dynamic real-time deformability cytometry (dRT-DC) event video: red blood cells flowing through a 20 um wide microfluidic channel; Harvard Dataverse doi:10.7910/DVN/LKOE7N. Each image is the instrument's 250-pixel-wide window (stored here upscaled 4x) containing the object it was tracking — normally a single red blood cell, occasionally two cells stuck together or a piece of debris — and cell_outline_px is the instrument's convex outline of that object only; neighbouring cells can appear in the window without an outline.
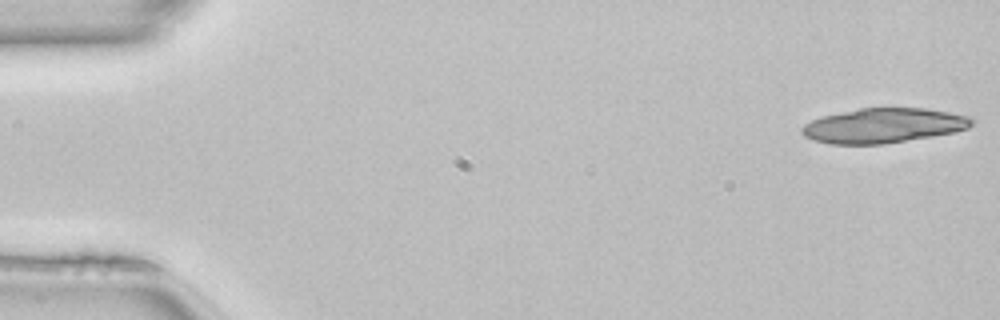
{"species": "common noctule bat (a hibernating species)", "species_latin": "Nyctalus noctula", "temperature_condition": "room temperature", "stored_images_in_passage": 16, "camera_frame_rate_fps": 3000, "um_per_image_px": 0.085, "animal": {"sex": "female", "body_mass_g": 22.7, "forearm_length_mm": 54.2}, "frame": {"image": 1, "passage_image": 1, "time_ms": 0.0, "image_size_px": [1000, 320], "cell_outline_px": [[972, 124], [968, 128], [952, 132], [932, 136], [884, 144], [828, 144], [804, 136], [800, 132], [800, 128], [804, 124], [820, 116], [860, 108], [924, 108], [948, 112], [968, 116], [972, 120]], "centroid_in_image_um": [75.04, 10.67], "position_along_channel_um": 10.0, "area_um2": 34.22}}